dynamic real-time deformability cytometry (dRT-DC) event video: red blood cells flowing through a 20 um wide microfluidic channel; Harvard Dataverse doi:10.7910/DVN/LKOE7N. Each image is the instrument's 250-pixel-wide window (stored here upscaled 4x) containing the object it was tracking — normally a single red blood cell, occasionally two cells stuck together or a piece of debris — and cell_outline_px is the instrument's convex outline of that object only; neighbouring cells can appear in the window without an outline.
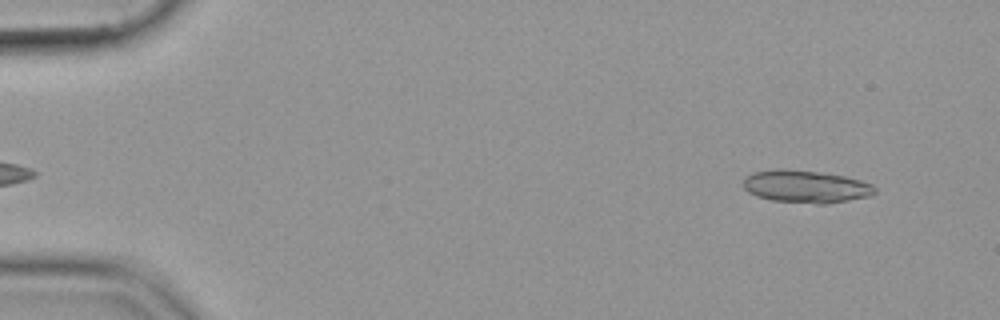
{"species": "common noctule bat (a hibernating species)", "species_latin": "Nyctalus noctula", "temperature_condition": "cold", "stored_images_in_passage": 52, "segment_of_instrument_passage": [1, 2], "camera_frame_rate_fps": 3000, "um_per_image_px": 0.085, "animal": {"sex": "female", "body_mass_g": 19.9}, "frame": {"image": 1, "passage_image": 3, "time_ms": 0.667, "image_size_px": [1000, 320], "cell_outline_px": [[876, 192], [868, 196], [848, 200], [824, 204], [816, 204], [772, 200], [756, 196], [748, 192], [744, 188], [744, 176], [752, 172], [776, 168], [784, 168], [816, 172], [844, 176], [860, 180], [872, 184], [876, 188]], "centroid_in_image_um": [68.45, 15.85], "position_along_channel_um": 16.6, "area_um2": 24.97}}
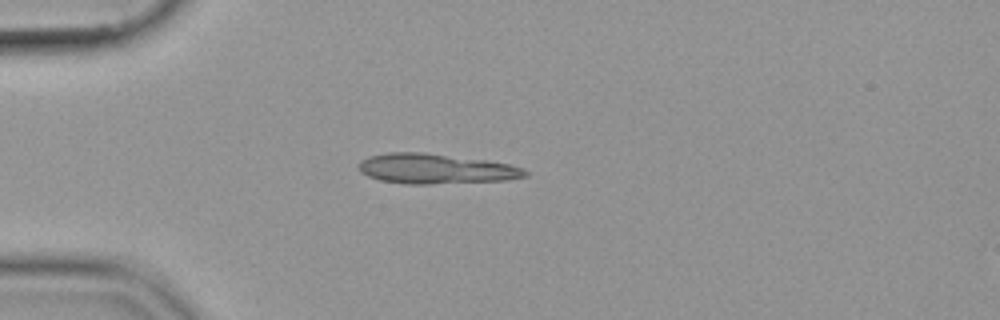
{"frame": {"image": 2, "passage_image": 13, "time_ms": 4.0, "image_size_px": [1000, 320], "cell_outline_px": [[528, 176], [504, 180], [428, 184], [408, 184], [380, 180], [368, 176], [360, 172], [356, 164], [360, 160], [368, 156], [388, 152], [424, 152], [488, 160], [508, 164], [524, 168], [528, 172]], "centroid_in_image_um": [37.0, 14.33], "position_along_channel_um": 48.0, "area_um2": 29.3}}